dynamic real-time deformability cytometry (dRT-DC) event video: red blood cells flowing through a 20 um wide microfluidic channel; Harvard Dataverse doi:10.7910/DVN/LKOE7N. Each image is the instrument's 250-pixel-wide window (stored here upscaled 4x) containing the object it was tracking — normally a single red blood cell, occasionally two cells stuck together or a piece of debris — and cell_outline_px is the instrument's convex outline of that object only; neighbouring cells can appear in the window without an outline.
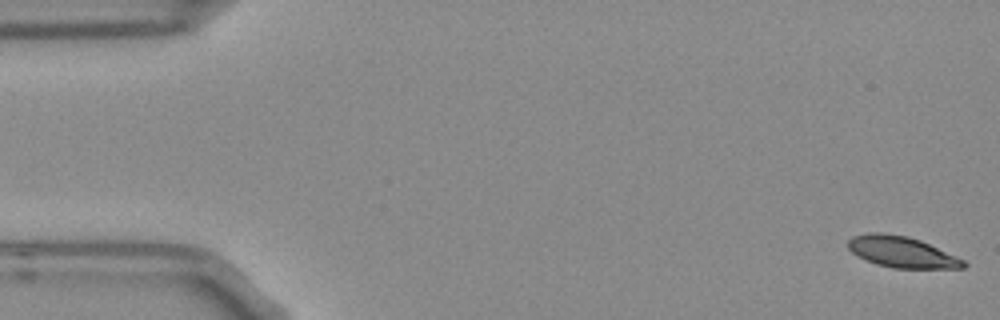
{"species": "Egyptian fruit bat (a non-hibernating species)", "species_latin": "Rousettus aegyptiacus", "temperature_condition": "room temperature", "stored_images_in_passage": 55, "camera_frame_rate_fps": 3000, "um_per_image_px": 0.085, "frame": {"image": 1, "passage_image": 1, "time_ms": 0.0, "image_size_px": [1000, 320], "cell_outline_px": [[968, 264], [964, 268], [892, 268], [876, 264], [864, 260], [852, 252], [848, 248], [848, 240], [852, 236], [868, 232], [880, 232], [908, 236], [920, 240], [956, 256], [964, 260]], "centroid_in_image_um": [76.62, 21.41], "position_along_channel_um": 8.4, "area_um2": 20.98}}
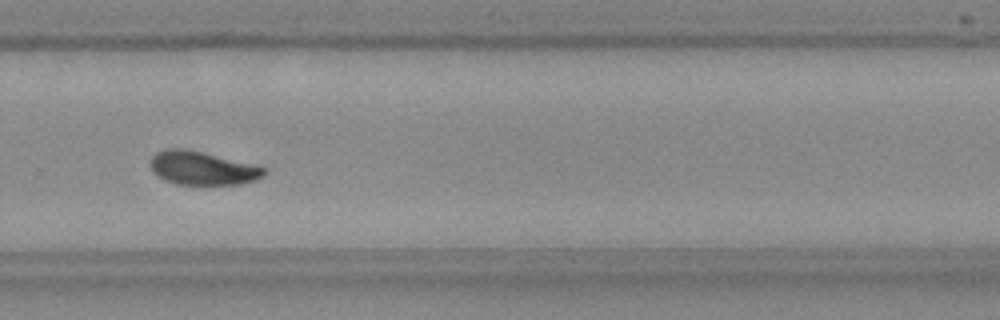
{"frame": {"image": 2, "passage_image": 36, "time_ms": 11.667, "image_size_px": [1000, 320], "cell_outline_px": [[264, 176], [256, 180], [240, 184], [176, 184], [164, 180], [156, 176], [152, 172], [152, 156], [156, 152], [168, 148], [184, 148], [256, 164], [264, 168]], "centroid_in_image_um": [17.2, 14.29], "position_along_channel_um": 312.6, "area_um2": 22.2}}
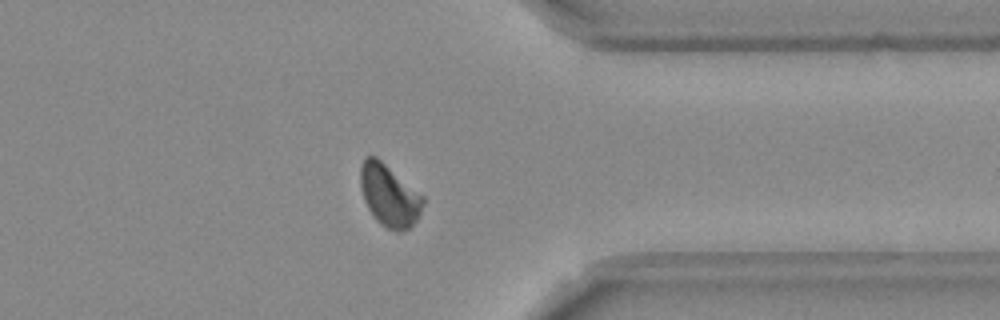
{"frame": {"image": 3, "passage_image": 42, "time_ms": 13.667, "image_size_px": [1000, 320], "cell_outline_px": [[424, 204], [416, 220], [408, 228], [400, 232], [396, 232], [380, 224], [376, 220], [368, 208], [364, 200], [360, 184], [360, 164], [364, 156], [376, 156], [424, 196]], "centroid_in_image_um": [33.07, 16.6], "position_along_channel_um": 378.3, "area_um2": 22.6}, "authors_computed_cell_mechanics": {"area_um2": 22.1952, "velocity_mm_per_s": 3.7363, "shape_relaxation_time_tau1_ms": 6.5287, "shape_relaxation_time_tau2_ms": 2.7034, "deformation_change_tau1": 0.1728, "deformation_change_tau2": 0.0688}}